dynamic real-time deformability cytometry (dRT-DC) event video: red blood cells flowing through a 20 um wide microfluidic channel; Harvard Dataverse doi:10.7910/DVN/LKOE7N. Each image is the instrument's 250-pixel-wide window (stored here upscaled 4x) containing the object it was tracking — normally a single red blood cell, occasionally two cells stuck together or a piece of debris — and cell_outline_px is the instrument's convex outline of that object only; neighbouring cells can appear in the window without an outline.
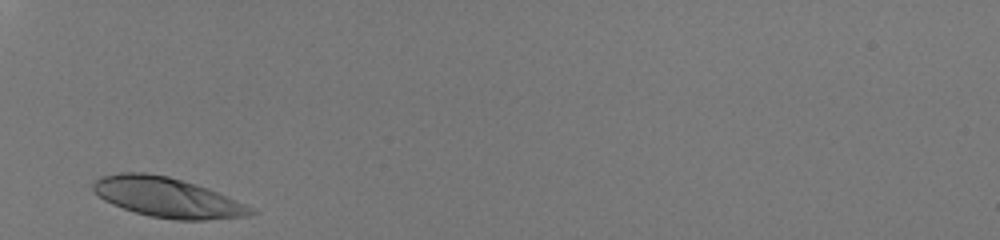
{"species": "human", "species_latin": "Homo sapiens", "temperature_condition": "room temperature", "stored_images_in_passage": 26, "camera_frame_rate_fps": 3000, "um_per_image_px": 0.085, "donor": {"sex": "male"}, "frame": {"image": 1, "passage_image": 1, "time_ms": 0.0, "image_size_px": [1000, 240], "cell_outline_px": [[260, 212], [248, 216], [204, 220], [176, 220], [148, 216], [112, 204], [104, 200], [92, 188], [92, 184], [100, 176], [120, 172], [144, 172], [168, 176], [196, 184], [228, 196]], "centroid_in_image_um": [14.23, 16.78], "position_along_channel_um": 70.8, "area_um2": 36.53}}
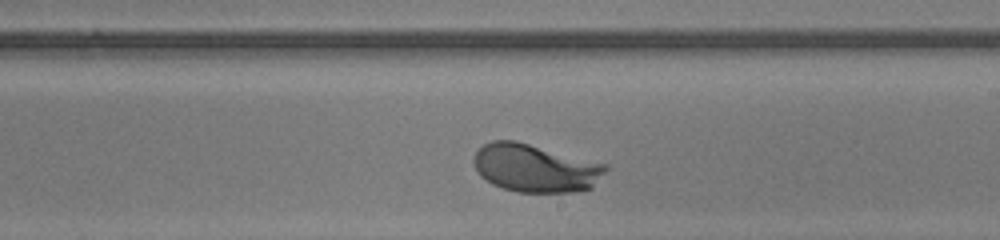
{"frame": {"image": 2, "passage_image": 15, "time_ms": 4.667, "image_size_px": [1000, 240], "cell_outline_px": [[608, 168], [592, 188], [572, 192], [516, 192], [492, 184], [480, 176], [472, 160], [472, 156], [484, 144], [492, 140], [516, 140], [608, 164]], "centroid_in_image_um": [45.5, 14.28], "position_along_channel_um": 243.5, "area_um2": 37.11}}
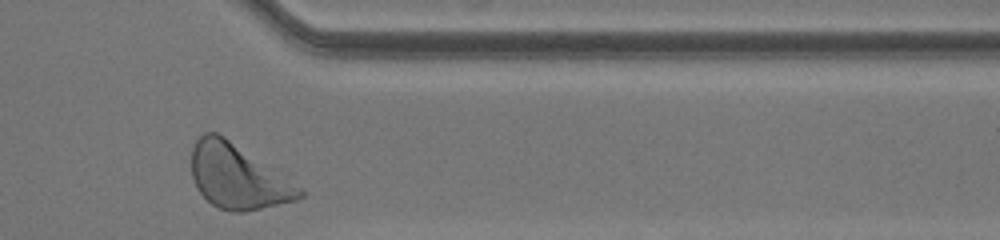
{"frame": {"image": 3, "passage_image": 26, "time_ms": 8.333, "image_size_px": [1000, 240], "cell_outline_px": [[304, 196], [296, 200], [244, 212], [232, 212], [220, 208], [212, 204], [196, 188], [192, 176], [192, 148], [196, 140], [204, 132], [216, 132], [224, 136], [300, 188], [304, 192]], "centroid_in_image_um": [20.15, 15.02], "position_along_channel_um": 391.3, "area_um2": 39.59}, "authors_computed_cell_mechanics": {"area_um2": 36.6741, "velocity_mm_per_s": 4.0323, "shape_relaxation_time_tau1_ms": 1.3797, "shape_relaxation_time_tau2_ms": null, "deformation_change_tau1": 0.1491, "deformation_change_tau2": null}}